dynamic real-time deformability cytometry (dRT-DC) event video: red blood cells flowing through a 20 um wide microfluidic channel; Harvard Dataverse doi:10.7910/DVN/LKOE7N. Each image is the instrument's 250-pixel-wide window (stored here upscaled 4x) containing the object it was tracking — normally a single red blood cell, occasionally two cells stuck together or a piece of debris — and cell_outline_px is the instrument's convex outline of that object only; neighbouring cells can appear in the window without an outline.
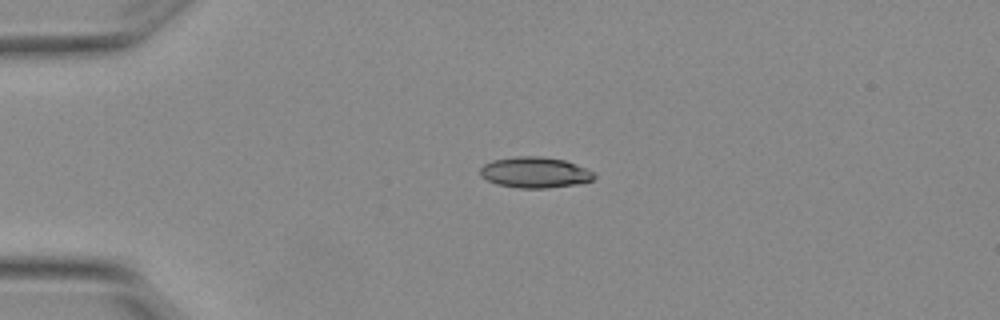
{"species": "Egyptian fruit bat (a non-hibernating species)", "species_latin": "Rousettus aegyptiacus", "temperature_condition": "warm", "stored_images_in_passage": 3, "camera_frame_rate_fps": 3000, "um_per_image_px": 0.085, "animal": {"sex": "female"}, "frame": {"image": 1, "passage_image": 2, "time_ms": 0.333, "image_size_px": [1000, 320], "cell_outline_px": [[596, 176], [592, 180], [584, 184], [548, 188], [520, 188], [496, 184], [480, 176], [480, 168], [484, 164], [492, 160], [516, 156], [540, 156], [564, 160], [596, 172]], "centroid_in_image_um": [45.5, 14.66], "position_along_channel_um": 39.5, "area_um2": 20.75}}